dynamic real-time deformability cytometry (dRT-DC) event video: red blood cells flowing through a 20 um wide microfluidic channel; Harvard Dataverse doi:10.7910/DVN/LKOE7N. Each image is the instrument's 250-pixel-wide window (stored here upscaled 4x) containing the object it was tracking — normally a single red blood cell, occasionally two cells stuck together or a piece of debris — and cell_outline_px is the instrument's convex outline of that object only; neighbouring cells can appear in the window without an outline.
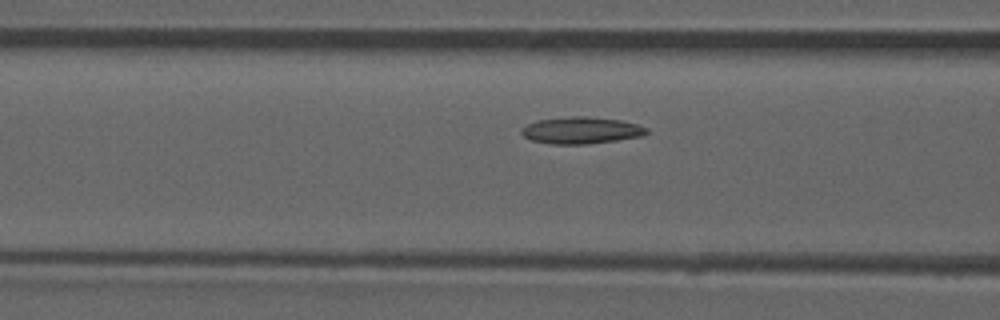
{"species": "common noctule bat (a hibernating species)", "species_latin": "Nyctalus noctula", "temperature_condition": "room temperature", "stored_images_in_passage": 44, "camera_frame_rate_fps": 3000, "um_per_image_px": 0.085, "animal": {"sex": "male", "forearm_length_mm": 52.5}, "frame": {"image": 1, "passage_image": 19, "time_ms": 6.0, "image_size_px": [1000, 320], "cell_outline_px": [[648, 132], [644, 136], [588, 144], [552, 144], [532, 140], [524, 136], [520, 132], [520, 128], [536, 120], [572, 116], [588, 116], [620, 120], [636, 124], [648, 128]], "centroid_in_image_um": [49.4, 11.07], "position_along_channel_um": 117.2, "area_um2": 19.59}, "authors_computed_cell_mechanics": {"area_um2": 18.8428, "velocity_mm_per_s": 3.8783, "shape_relaxation_time_tau1_ms": null, "shape_relaxation_time_tau2_ms": 2.2205, "deformation_change_tau1": null, "deformation_change_tau2": 0.0808}}